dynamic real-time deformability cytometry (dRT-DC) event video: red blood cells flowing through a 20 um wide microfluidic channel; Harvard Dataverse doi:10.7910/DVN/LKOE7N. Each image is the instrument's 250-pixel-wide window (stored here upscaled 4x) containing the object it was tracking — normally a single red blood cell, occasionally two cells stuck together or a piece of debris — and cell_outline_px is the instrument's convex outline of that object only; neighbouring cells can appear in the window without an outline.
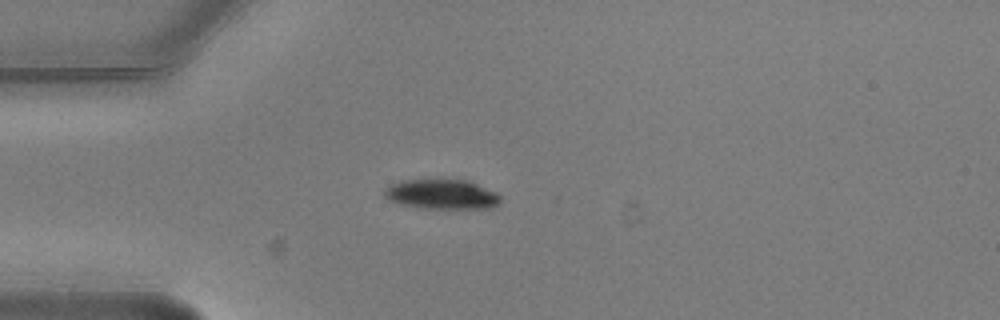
{"species": "common noctule bat (a hibernating species)", "species_latin": "Nyctalus noctula", "temperature_condition": "warm", "stored_images_in_passage": 8, "camera_frame_rate_fps": 3000, "um_per_image_px": 0.085, "animal": {"sex": "male", "body_mass_g": 20.5, "forearm_length_mm": 52.5}, "frame": {"image": 1, "passage_image": 1, "time_ms": 0.0, "image_size_px": [1000, 320], "cell_outline_px": [[500, 204], [492, 208], [420, 208], [400, 204], [388, 200], [384, 196], [384, 188], [388, 184], [400, 180], [464, 180], [476, 184], [496, 192], [500, 196]], "centroid_in_image_um": [37.5, 16.52], "position_along_channel_um": 47.5, "area_um2": 20.17}}
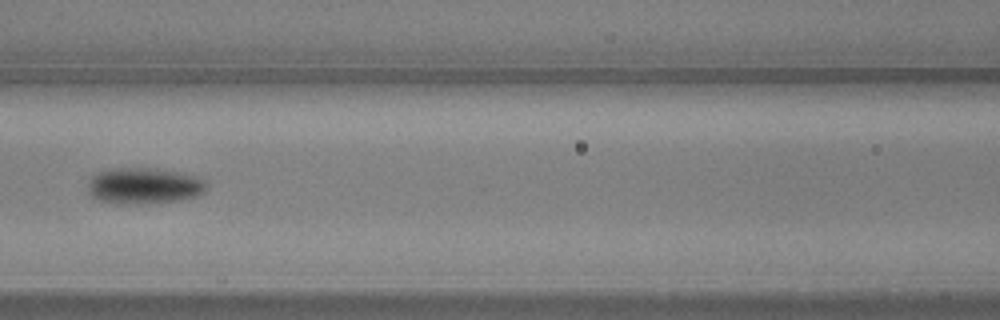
{"frame": {"image": 2, "passage_image": 4, "time_ms": 1.0, "image_size_px": [1000, 320], "cell_outline_px": [[208, 184], [204, 192], [196, 196], [180, 200], [148, 204], [120, 204], [100, 200], [92, 196], [88, 184], [92, 176], [96, 172], [116, 168], [148, 168], [172, 172], [192, 176]], "centroid_in_image_um": [12.21, 15.82], "position_along_channel_um": 154.4, "area_um2": 24.57}}
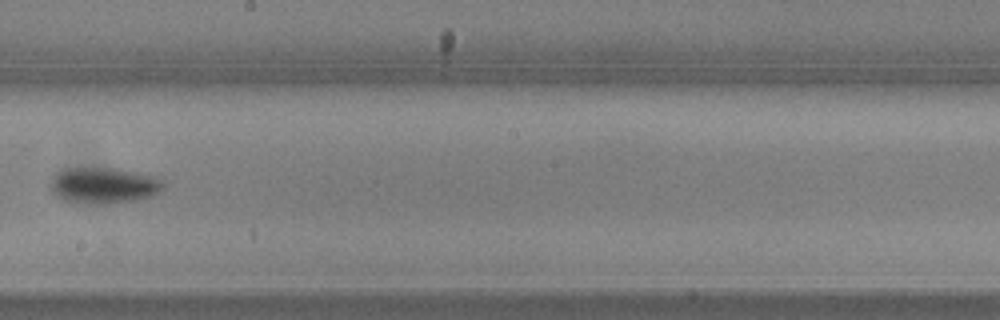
{"frame": {"image": 3, "passage_image": 6, "time_ms": 1.667, "image_size_px": [1000, 320], "cell_outline_px": [[164, 188], [152, 196], [132, 200], [104, 204], [72, 204], [56, 196], [52, 192], [48, 184], [56, 172], [68, 168], [116, 168], [136, 172], [152, 176], [164, 180]], "centroid_in_image_um": [8.76, 15.77], "position_along_channel_um": 239.4, "area_um2": 24.04}}